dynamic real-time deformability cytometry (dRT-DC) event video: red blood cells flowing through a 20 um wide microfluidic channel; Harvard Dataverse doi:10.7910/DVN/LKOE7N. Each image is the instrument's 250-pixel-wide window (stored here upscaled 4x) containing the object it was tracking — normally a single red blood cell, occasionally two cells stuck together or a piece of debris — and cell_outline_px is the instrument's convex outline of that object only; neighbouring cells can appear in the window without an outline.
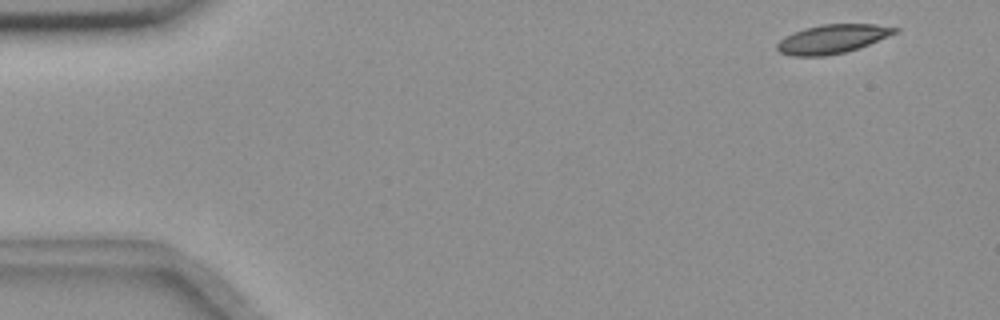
{"species": "common noctule bat (a hibernating species)", "species_latin": "Nyctalus noctula", "temperature_condition": "room temperature", "stored_images_in_passage": 5, "camera_frame_rate_fps": 3000, "um_per_image_px": 0.085, "animal": {"sex": "female", "body_mass_g": 18.4}, "frame": {"image": 1, "passage_image": 1, "time_ms": 0.0, "image_size_px": [1000, 320], "cell_outline_px": [[900, 32], [860, 48], [844, 52], [824, 56], [792, 56], [780, 52], [776, 48], [776, 44], [784, 36], [804, 28], [820, 24], [876, 24], [900, 28]], "centroid_in_image_um": [70.78, 3.3], "position_along_channel_um": 14.2, "area_um2": 20.06}}